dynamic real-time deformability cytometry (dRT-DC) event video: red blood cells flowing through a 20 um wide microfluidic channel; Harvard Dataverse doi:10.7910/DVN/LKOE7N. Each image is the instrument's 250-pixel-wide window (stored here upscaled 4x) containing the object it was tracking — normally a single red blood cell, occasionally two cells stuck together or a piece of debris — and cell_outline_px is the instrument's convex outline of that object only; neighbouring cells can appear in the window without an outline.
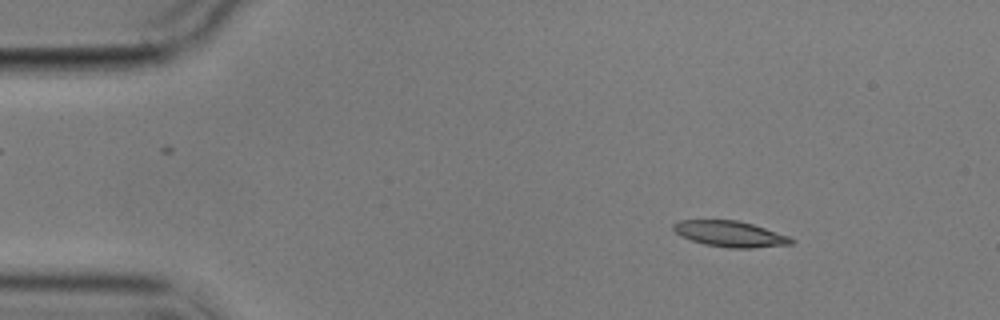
{"species": "common noctule bat (a hibernating species)", "species_latin": "Nyctalus noctula", "temperature_condition": "cold", "stored_images_in_passage": 6, "camera_frame_rate_fps": 3000, "um_per_image_px": 0.085, "animal": {"sex": "male", "body_mass_g": 17.9}, "frame": {"image": 1, "passage_image": 2, "time_ms": 1.0, "image_size_px": [1000, 320], "cell_outline_px": [[796, 240], [792, 244], [752, 248], [728, 248], [704, 244], [680, 236], [672, 228], [672, 224], [680, 220], [736, 220], [752, 224], [788, 236]], "centroid_in_image_um": [62.04, 19.89], "position_along_channel_um": 23.0, "area_um2": 17.69}}
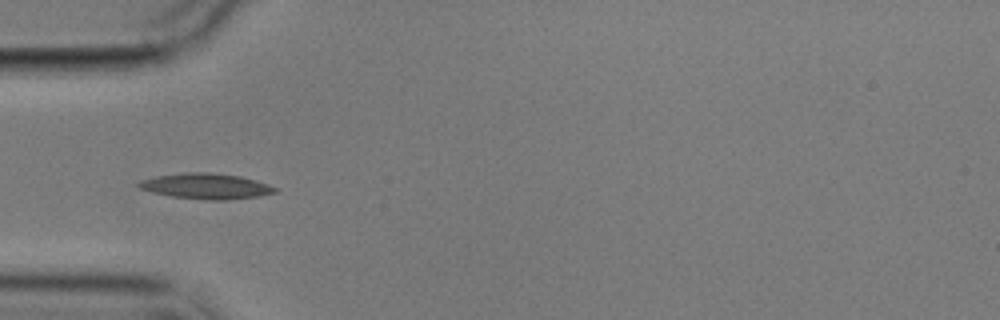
{"frame": {"image": 2, "passage_image": 5, "time_ms": 4.333, "image_size_px": [1000, 320], "cell_outline_px": [[276, 192], [260, 196], [224, 200], [208, 200], [172, 196], [152, 192], [140, 188], [136, 184], [140, 180], [156, 176], [188, 172], [208, 172], [240, 176], [256, 180], [268, 184], [276, 188]], "centroid_in_image_um": [17.51, 15.82], "position_along_channel_um": 67.5, "area_um2": 20.17}}
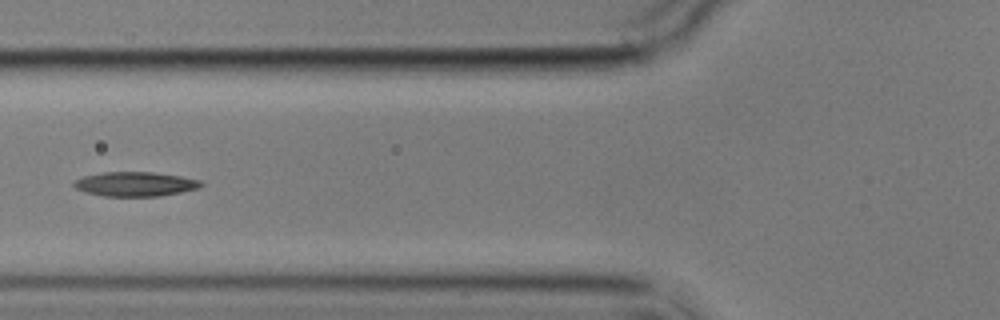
{"frame": {"image": 3, "passage_image": 6, "time_ms": 5.667, "image_size_px": [1000, 320], "cell_outline_px": [[204, 184], [200, 188], [160, 196], [104, 196], [84, 192], [76, 188], [72, 184], [76, 180], [84, 176], [104, 172], [152, 172], [180, 176], [200, 180]], "centroid_in_image_um": [11.51, 15.65], "position_along_channel_um": 114.3, "area_um2": 18.03}}